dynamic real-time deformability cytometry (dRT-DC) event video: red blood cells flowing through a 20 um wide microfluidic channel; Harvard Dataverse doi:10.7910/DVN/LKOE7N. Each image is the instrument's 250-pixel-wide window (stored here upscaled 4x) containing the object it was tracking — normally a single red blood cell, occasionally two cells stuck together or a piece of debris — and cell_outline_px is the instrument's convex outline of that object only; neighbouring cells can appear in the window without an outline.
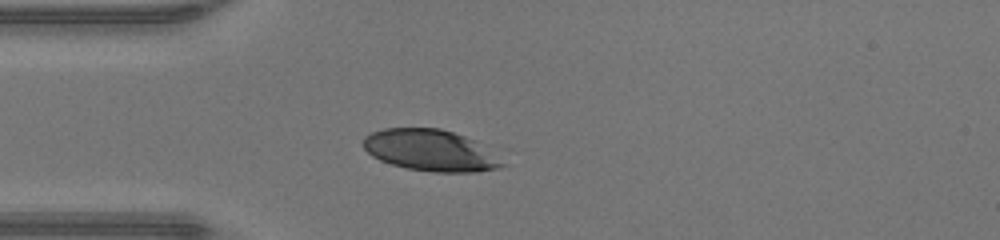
{"species": "human", "species_latin": "Homo sapiens", "temperature_condition": "warm", "stored_images_in_passage": 28, "camera_frame_rate_fps": 3000, "um_per_image_px": 0.085, "donor": {"sex": "male"}, "frame": {"image": 1, "passage_image": 1, "time_ms": 0.0, "image_size_px": [1000, 240], "cell_outline_px": [[508, 164], [496, 168], [476, 172], [432, 172], [408, 168], [392, 164], [380, 160], [372, 156], [364, 148], [364, 136], [372, 132], [384, 128], [440, 128], [464, 136], [472, 140]], "centroid_in_image_um": [36.54, 12.78], "position_along_channel_um": 48.5, "area_um2": 33.06}}
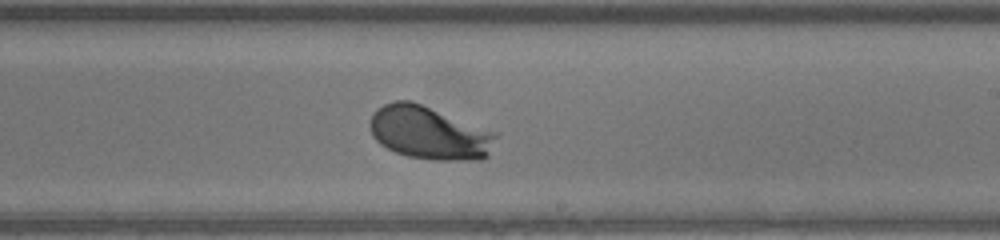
{"frame": {"image": 2, "passage_image": 16, "time_ms": 5.0, "image_size_px": [1000, 240], "cell_outline_px": [[500, 132], [488, 156], [480, 160], [432, 160], [408, 156], [396, 152], [380, 144], [372, 136], [368, 124], [376, 108], [392, 100], [412, 100]], "centroid_in_image_um": [36.53, 11.27], "position_along_channel_um": 252.5, "area_um2": 39.88}}
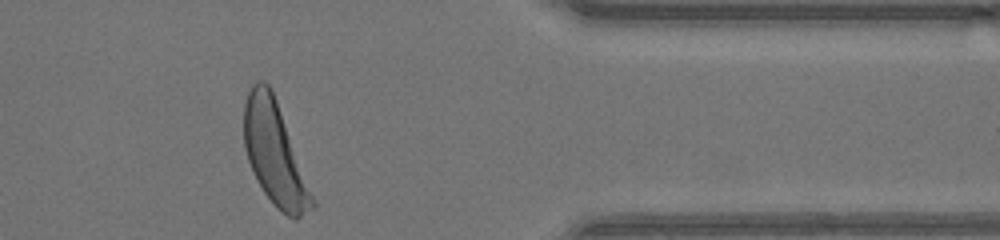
{"frame": {"image": 3, "passage_image": 27, "time_ms": 8.667, "image_size_px": [1000, 240], "cell_outline_px": [[316, 208], [296, 220], [288, 216], [276, 208], [264, 192], [248, 160], [244, 148], [244, 104], [248, 92], [252, 84], [256, 80], [264, 80], [272, 88], [316, 204]], "centroid_in_image_um": [23.34, 13.05], "position_along_channel_um": 388.1, "area_um2": 40.4}, "authors_computed_cell_mechanics": {"area_um2": 36.8475, "velocity_mm_per_s": 4.3126, "shape_relaxation_time_tau1_ms": 1.357, "shape_relaxation_time_tau2_ms": null, "deformation_change_tau1": 0.15, "deformation_change_tau2": null}}